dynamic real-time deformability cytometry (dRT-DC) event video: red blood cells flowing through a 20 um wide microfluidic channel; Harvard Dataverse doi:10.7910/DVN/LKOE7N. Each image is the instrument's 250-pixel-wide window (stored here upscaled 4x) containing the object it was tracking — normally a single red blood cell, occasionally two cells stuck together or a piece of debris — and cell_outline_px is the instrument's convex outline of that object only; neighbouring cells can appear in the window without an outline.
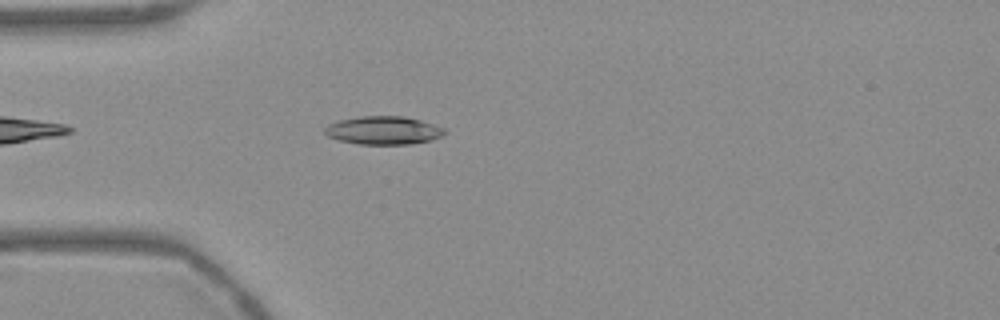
{"species": "Egyptian fruit bat (a non-hibernating species)", "species_latin": "Rousettus aegyptiacus", "temperature_condition": "warm", "stored_images_in_passage": 44, "camera_frame_rate_fps": 3000, "um_per_image_px": 0.085, "frame": {"image": 1, "passage_image": 5, "time_ms": 1.333, "image_size_px": [1000, 320], "cell_outline_px": [[448, 132], [440, 136], [428, 140], [408, 144], [360, 144], [340, 140], [328, 136], [324, 132], [324, 128], [328, 124], [340, 120], [360, 116], [404, 116], [420, 120], [444, 128]], "centroid_in_image_um": [32.57, 11.07], "position_along_channel_um": 52.4, "area_um2": 19.48}}
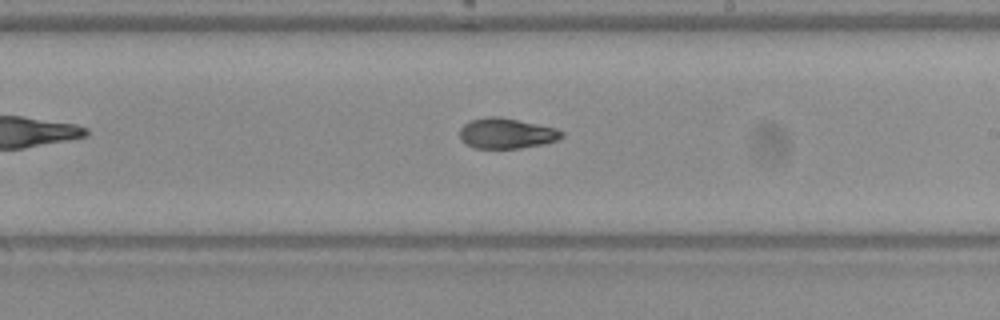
{"frame": {"image": 2, "passage_image": 21, "time_ms": 6.667, "image_size_px": [1000, 320], "cell_outline_px": [[564, 136], [556, 140], [544, 144], [520, 148], [476, 148], [464, 144], [460, 140], [460, 128], [468, 120], [484, 116], [500, 116], [556, 128], [564, 132]], "centroid_in_image_um": [43.01, 11.32], "position_along_channel_um": 246.0, "area_um2": 18.32}}
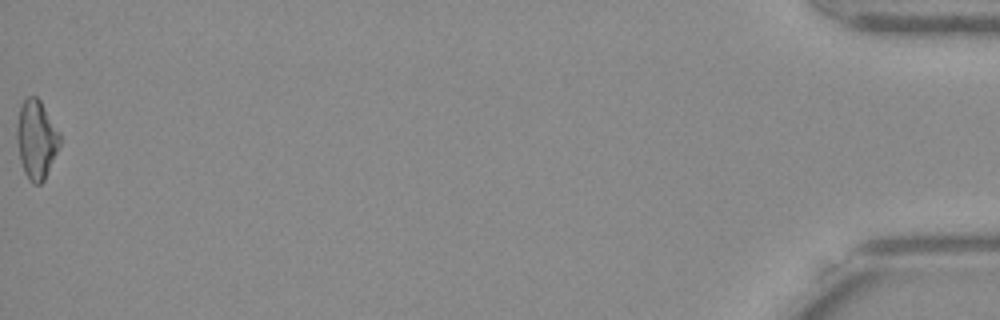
{"frame": {"image": 3, "passage_image": 44, "time_ms": 14.333, "image_size_px": [1000, 320], "cell_outline_px": [[60, 144], [44, 180], [40, 184], [32, 184], [28, 180], [24, 172], [20, 160], [16, 140], [16, 124], [20, 108], [24, 100], [28, 96], [36, 96], [40, 100], [60, 132]], "centroid_in_image_um": [3.08, 11.86], "position_along_channel_um": 432.1, "area_um2": 19.77}, "authors_computed_cell_mechanics": {"area_um2": 18.9006, "velocity_mm_per_s": 3.7592, "shape_relaxation_time_tau1_ms": 4.3626, "shape_relaxation_time_tau2_ms": 3.6294, "deformation_change_tau1": 0.1732, "deformation_change_tau2": 0.0919}}